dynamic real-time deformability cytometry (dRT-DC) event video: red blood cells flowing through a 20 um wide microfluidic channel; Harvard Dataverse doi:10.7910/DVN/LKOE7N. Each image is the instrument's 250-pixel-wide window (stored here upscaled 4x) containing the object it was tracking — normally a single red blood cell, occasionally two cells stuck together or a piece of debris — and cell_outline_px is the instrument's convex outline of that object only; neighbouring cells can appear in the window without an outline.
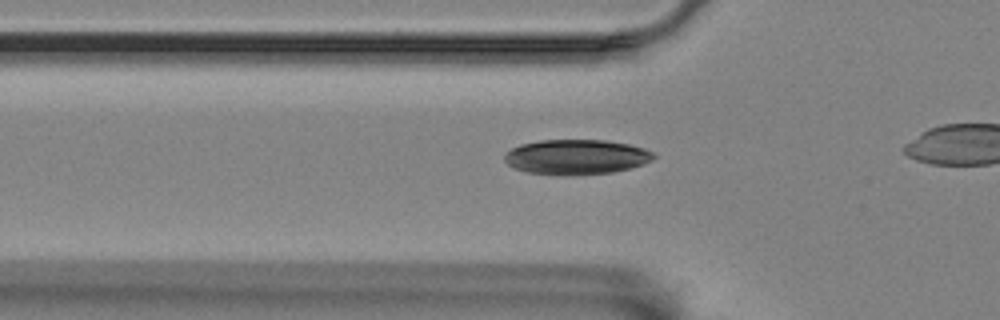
{"species": "Egyptian fruit bat (a non-hibernating species)", "species_latin": "Rousettus aegyptiacus", "temperature_condition": "room temperature", "stored_images_in_passage": 30, "camera_frame_rate_fps": 3000, "um_per_image_px": 0.085, "animal": {"sex": "female"}, "frame": {"image": 1, "passage_image": 3, "time_ms": 0.667, "image_size_px": [1000, 320], "cell_outline_px": [[656, 156], [652, 160], [644, 164], [632, 168], [612, 172], [568, 176], [564, 176], [528, 172], [516, 168], [508, 164], [504, 160], [504, 152], [520, 144], [540, 140], [604, 140], [628, 144], [644, 148], [656, 152]], "centroid_in_image_um": [49.0, 13.34], "position_along_channel_um": 76.8, "area_um2": 30.69}}
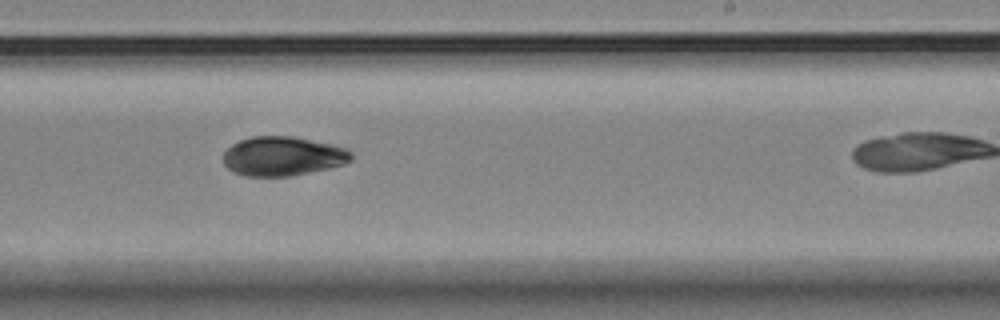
{"frame": {"image": 2, "passage_image": 19, "time_ms": 6.0, "image_size_px": [1000, 320], "cell_outline_px": [[352, 160], [344, 164], [328, 168], [288, 176], [248, 176], [232, 172], [224, 164], [224, 152], [232, 144], [240, 140], [252, 136], [292, 136], [332, 144], [348, 148], [352, 152]], "centroid_in_image_um": [24.05, 13.27], "position_along_channel_um": 265.0, "area_um2": 29.25}}
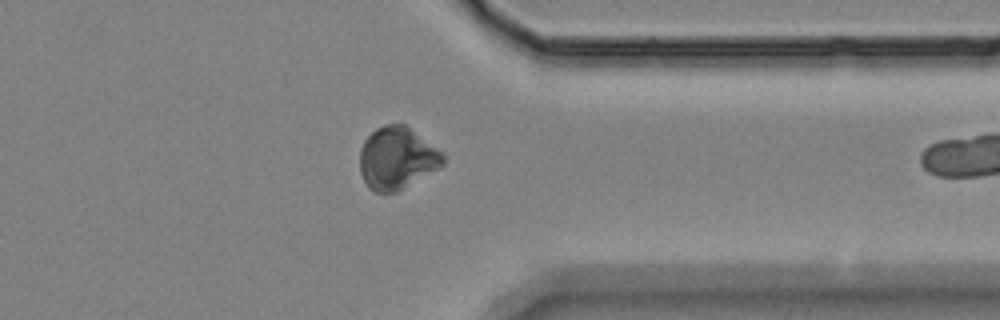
{"frame": {"image": 3, "passage_image": 29, "time_ms": 9.333, "image_size_px": [1000, 320], "cell_outline_px": [[444, 164], [440, 168], [396, 192], [376, 192], [368, 188], [360, 172], [360, 148], [364, 140], [376, 128], [384, 124], [404, 124], [444, 152]], "centroid_in_image_um": [33.75, 13.44], "position_along_channel_um": 377.7, "area_um2": 30.29}}